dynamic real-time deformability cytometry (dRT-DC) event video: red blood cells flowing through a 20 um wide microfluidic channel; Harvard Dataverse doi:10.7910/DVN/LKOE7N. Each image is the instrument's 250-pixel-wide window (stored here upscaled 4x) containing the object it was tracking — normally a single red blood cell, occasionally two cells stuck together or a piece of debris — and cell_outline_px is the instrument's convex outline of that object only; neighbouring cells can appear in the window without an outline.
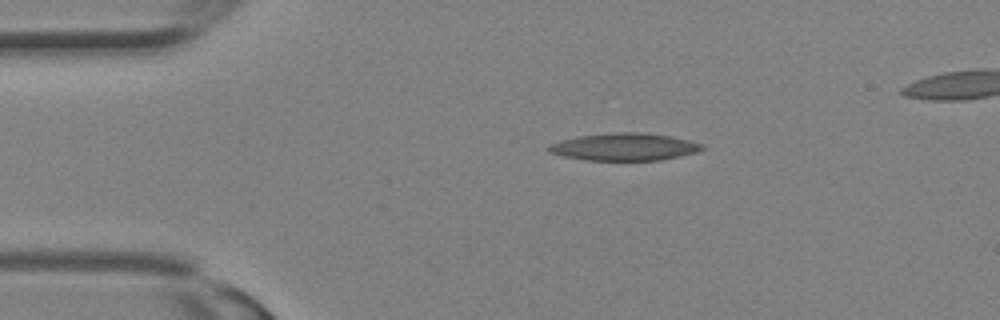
{"species": "Egyptian fruit bat (a non-hibernating species)", "species_latin": "Rousettus aegyptiacus", "temperature_condition": "room temperature", "stored_images_in_passage": 8, "camera_frame_rate_fps": 3000, "um_per_image_px": 0.085, "animal": {"sex": "female"}, "frame": {"image": 1, "passage_image": 1, "time_ms": 0.0, "image_size_px": [1000, 320], "cell_outline_px": [[704, 148], [696, 152], [680, 156], [660, 160], [584, 160], [564, 156], [548, 152], [544, 148], [548, 144], [560, 140], [580, 136], [616, 132], [644, 132], [672, 136], [704, 144]], "centroid_in_image_um": [53.04, 12.48], "position_along_channel_um": 32.0, "area_um2": 24.62}}
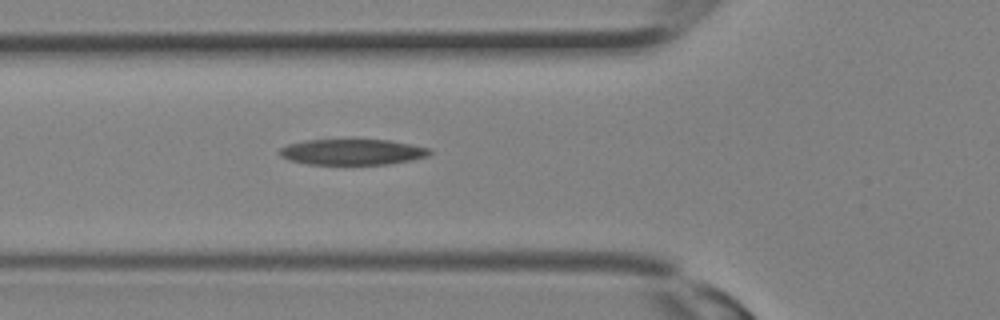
{"frame": {"image": 2, "passage_image": 6, "time_ms": 1.667, "image_size_px": [1000, 320], "cell_outline_px": [[432, 152], [428, 156], [412, 160], [388, 164], [304, 164], [288, 160], [280, 156], [276, 152], [280, 148], [288, 144], [304, 140], [388, 140], [428, 148]], "centroid_in_image_um": [29.88, 12.92], "position_along_channel_um": 95.9, "area_um2": 22.54}}
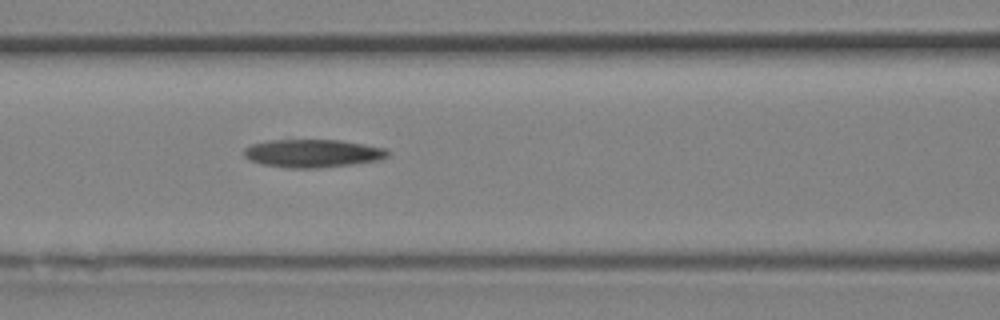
{"frame": {"image": 3, "passage_image": 8, "time_ms": 2.333, "image_size_px": [1000, 320], "cell_outline_px": [[388, 156], [380, 160], [352, 164], [320, 168], [288, 168], [264, 164], [252, 160], [244, 156], [244, 148], [252, 144], [268, 140], [340, 140], [364, 144], [384, 148], [388, 152]], "centroid_in_image_um": [26.58, 13.03], "position_along_channel_um": 140.0, "area_um2": 23.35}}